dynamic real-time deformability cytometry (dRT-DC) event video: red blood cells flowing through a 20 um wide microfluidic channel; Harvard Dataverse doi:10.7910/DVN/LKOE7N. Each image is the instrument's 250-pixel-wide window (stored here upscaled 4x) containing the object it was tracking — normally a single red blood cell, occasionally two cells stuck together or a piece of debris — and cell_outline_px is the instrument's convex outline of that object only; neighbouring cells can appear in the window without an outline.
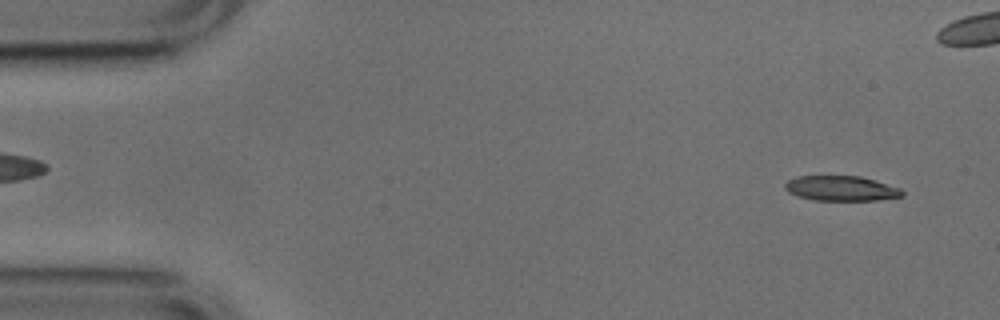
{"species": "common noctule bat (a hibernating species)", "species_latin": "Nyctalus noctula", "temperature_condition": "cold", "stored_images_in_passage": 53, "camera_frame_rate_fps": 3000, "um_per_image_px": 0.085, "animal": {"sex": "male", "body_mass_g": 17.9, "forearm_length_mm": 54.2}, "frame": {"image": 1, "passage_image": 3, "time_ms": 0.667, "image_size_px": [1000, 320], "cell_outline_px": [[904, 196], [876, 200], [816, 200], [796, 196], [788, 192], [784, 188], [784, 184], [788, 180], [796, 176], [860, 176], [876, 180], [900, 188], [904, 192]], "centroid_in_image_um": [71.49, 16.01], "position_along_channel_um": 13.5, "area_um2": 17.17}}
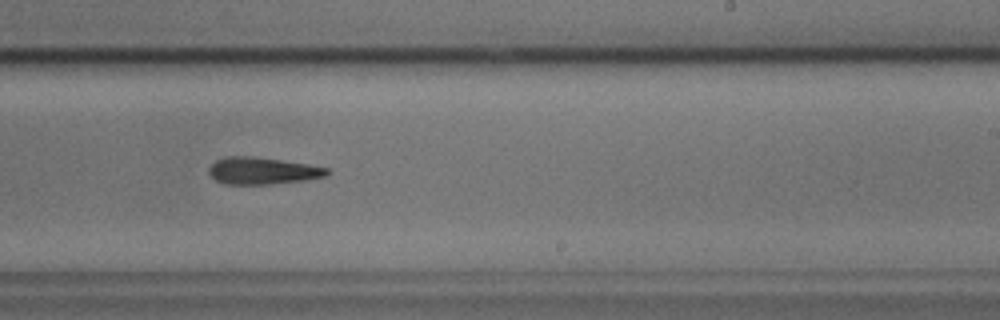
{"frame": {"image": 2, "passage_image": 31, "time_ms": 10.0, "image_size_px": [1000, 320], "cell_outline_px": [[328, 172], [324, 176], [304, 180], [272, 184], [224, 184], [216, 180], [208, 172], [208, 168], [216, 160], [228, 156], [256, 156], [308, 164], [328, 168]], "centroid_in_image_um": [22.27, 14.51], "position_along_channel_um": 266.7, "area_um2": 18.5}}
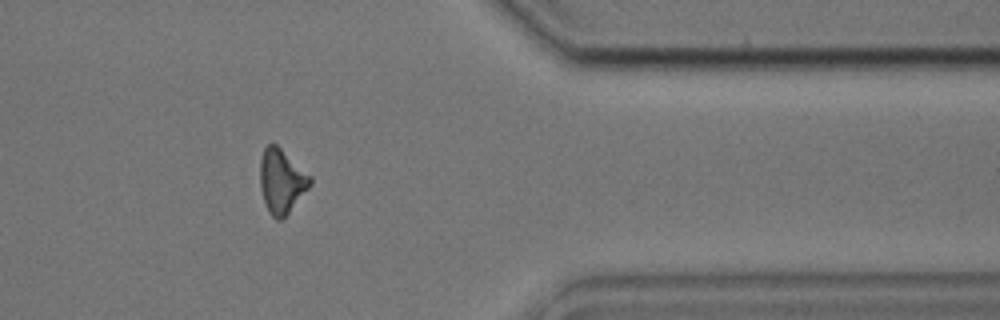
{"frame": {"image": 3, "passage_image": 42, "time_ms": 13.667, "image_size_px": [1000, 320], "cell_outline_px": [[312, 184], [288, 212], [280, 220], [276, 220], [268, 212], [260, 188], [260, 160], [264, 148], [268, 144], [276, 144], [312, 176]], "centroid_in_image_um": [23.93, 15.38], "position_along_channel_um": 387.5, "area_um2": 18.61}, "authors_computed_cell_mechanics": {"area_um2": 18.6116, "velocity_mm_per_s": 3.8039, "shape_relaxation_time_tau1_ms": 7.7406, "shape_relaxation_time_tau2_ms": 7.0317, "deformation_change_tau1": 0.1776, "deformation_change_tau2": 0.2264}}